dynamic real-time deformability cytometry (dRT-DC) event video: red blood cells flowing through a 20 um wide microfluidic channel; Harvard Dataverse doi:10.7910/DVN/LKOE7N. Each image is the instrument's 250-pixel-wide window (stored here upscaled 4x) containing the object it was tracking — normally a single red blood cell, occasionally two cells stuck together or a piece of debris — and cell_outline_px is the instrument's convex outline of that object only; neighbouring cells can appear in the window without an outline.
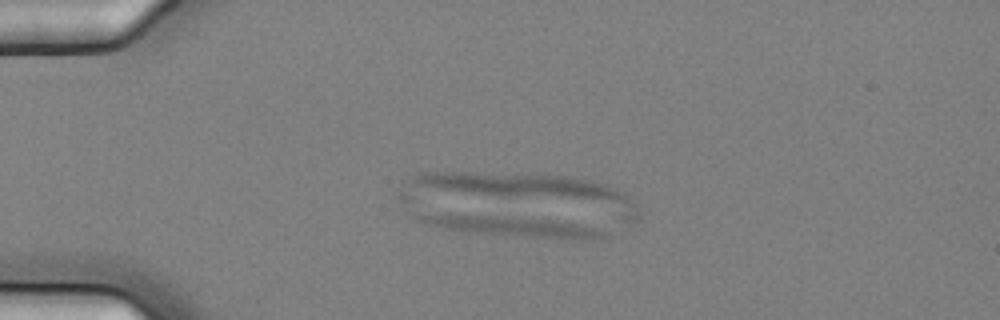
{"species": "common noctule bat (a hibernating species)", "species_latin": "Nyctalus noctula", "temperature_condition": "cold", "stored_images_in_passage": 8, "segment_of_instrument_passage": [1, 2], "camera_frame_rate_fps": 3000, "um_per_image_px": 0.085, "animal": {"sex": "female", "body_mass_g": 25.1}, "frame": {"image": 1, "passage_image": 2, "time_ms": 0.333, "image_size_px": [1000, 320], "cell_outline_px": [[608, 236], [592, 240], [584, 240], [476, 232], [444, 228], [428, 224], [416, 220], [416, 216], [496, 216], [552, 220], [576, 224], [608, 232]], "centroid_in_image_um": [43.81, 19.27], "position_along_channel_um": 41.2, "area_um2": 19.83}}